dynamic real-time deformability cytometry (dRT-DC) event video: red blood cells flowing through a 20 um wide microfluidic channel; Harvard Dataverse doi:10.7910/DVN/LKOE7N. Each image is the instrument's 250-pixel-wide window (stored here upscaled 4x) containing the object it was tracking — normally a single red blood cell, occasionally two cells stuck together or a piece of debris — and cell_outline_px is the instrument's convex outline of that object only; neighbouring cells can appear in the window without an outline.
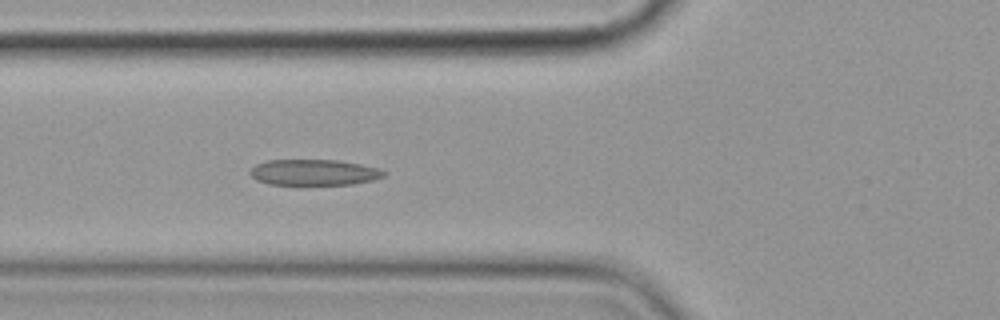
{"species": "common noctule bat (a hibernating species)", "species_latin": "Nyctalus noctula", "temperature_condition": "cold", "stored_images_in_passage": 5, "camera_frame_rate_fps": 3000, "um_per_image_px": 0.085, "animal": {"sex": "female", "body_mass_g": 19.9}, "frame": {"image": 1, "passage_image": 5, "time_ms": 4.667, "image_size_px": [1000, 320], "cell_outline_px": [[388, 172], [384, 176], [372, 180], [352, 184], [268, 184], [256, 180], [248, 172], [256, 164], [268, 160], [336, 160], [360, 164], [380, 168]], "centroid_in_image_um": [26.69, 14.64], "position_along_channel_um": 99.1, "area_um2": 20.11}}